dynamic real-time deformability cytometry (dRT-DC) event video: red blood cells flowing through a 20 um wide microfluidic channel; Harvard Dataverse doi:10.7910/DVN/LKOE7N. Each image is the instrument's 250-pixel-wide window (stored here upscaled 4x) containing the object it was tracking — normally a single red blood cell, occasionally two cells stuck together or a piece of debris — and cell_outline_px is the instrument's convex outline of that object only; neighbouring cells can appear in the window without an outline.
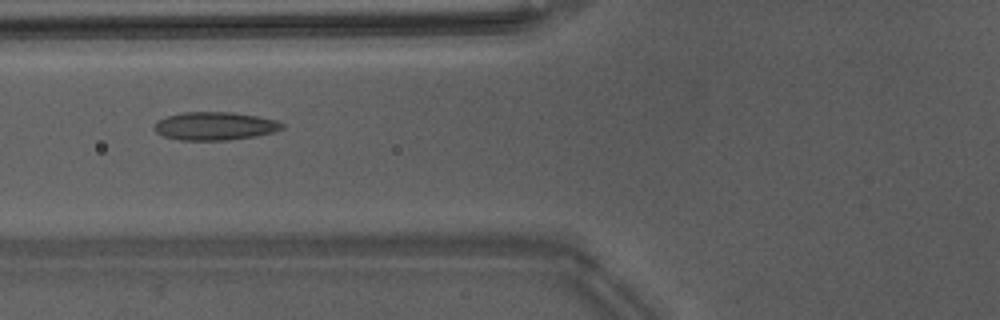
{"species": "Egyptian fruit bat (a non-hibernating species)", "species_latin": "Rousettus aegyptiacus", "temperature_condition": "warm", "stored_images_in_passage": 37, "camera_frame_rate_fps": 3000, "um_per_image_px": 0.085, "animal": {"sex": "male"}, "frame": {"image": 1, "passage_image": 8, "time_ms": 2.333, "image_size_px": [1000, 320], "cell_outline_px": [[284, 128], [272, 132], [256, 136], [228, 140], [180, 140], [164, 136], [156, 132], [156, 124], [160, 120], [168, 116], [184, 112], [232, 112], [256, 116], [276, 120], [284, 124]], "centroid_in_image_um": [18.3, 10.71], "position_along_channel_um": 107.5, "area_um2": 20.69}}
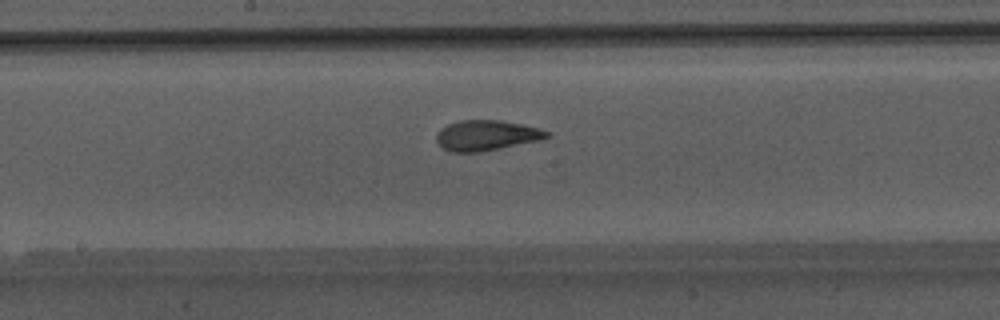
{"frame": {"image": 2, "passage_image": 15, "time_ms": 4.667, "image_size_px": [1000, 320], "cell_outline_px": [[552, 136], [540, 140], [476, 152], [452, 152], [444, 148], [436, 140], [436, 132], [440, 128], [448, 124], [460, 120], [500, 120], [540, 128], [552, 132]], "centroid_in_image_um": [41.36, 11.49], "position_along_channel_um": 206.8, "area_um2": 19.42}}
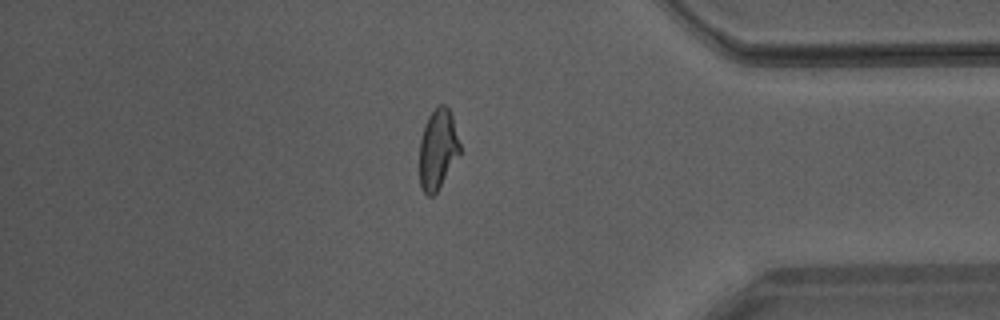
{"frame": {"image": 3, "passage_image": 30, "time_ms": 9.667, "image_size_px": [1000, 320], "cell_outline_px": [[460, 156], [436, 192], [432, 196], [428, 196], [420, 188], [420, 140], [424, 124], [428, 116], [436, 104], [444, 104], [452, 112], [460, 144]], "centroid_in_image_um": [37.22, 12.64], "position_along_channel_um": 398.0, "area_um2": 19.25}, "authors_computed_cell_mechanics": {"area_um2": 19.4208, "velocity_mm_per_s": 4.2544, "shape_relaxation_time_tau1_ms": 7.4207, "shape_relaxation_time_tau2_ms": 0.9418, "deformation_change_tau1": 0.2245, "deformation_change_tau2": 0.0862}}